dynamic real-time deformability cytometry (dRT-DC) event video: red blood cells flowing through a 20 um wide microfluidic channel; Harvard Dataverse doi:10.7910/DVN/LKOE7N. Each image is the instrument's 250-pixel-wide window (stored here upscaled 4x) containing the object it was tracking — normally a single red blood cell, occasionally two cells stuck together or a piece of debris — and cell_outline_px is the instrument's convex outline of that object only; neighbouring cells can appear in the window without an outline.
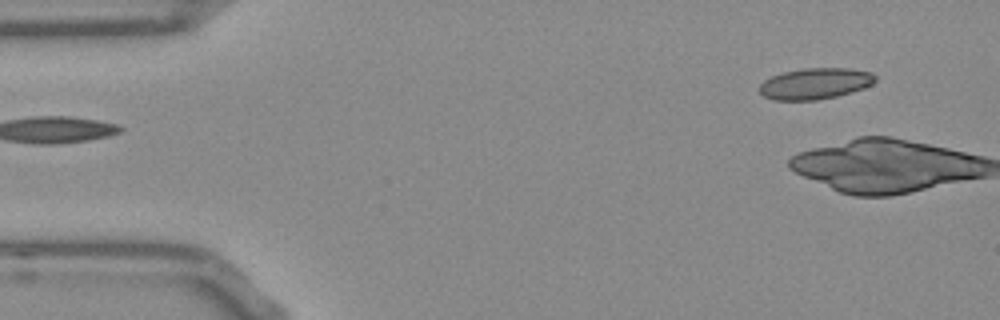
{"species": "Egyptian fruit bat (a non-hibernating species)", "species_latin": "Rousettus aegyptiacus", "temperature_condition": "room temperature", "stored_images_in_passage": 3, "camera_frame_rate_fps": 3000, "um_per_image_px": 0.085, "frame": {"image": 1, "passage_image": 1, "time_ms": 0.0, "image_size_px": [1000, 320], "cell_outline_px": [[876, 80], [872, 84], [864, 88], [852, 92], [836, 96], [816, 100], [776, 100], [764, 96], [760, 92], [760, 84], [764, 80], [772, 76], [784, 72], [804, 68], [848, 68], [872, 72], [876, 76]], "centroid_in_image_um": [69.31, 7.1], "position_along_channel_um": 15.7, "area_um2": 20.98}}